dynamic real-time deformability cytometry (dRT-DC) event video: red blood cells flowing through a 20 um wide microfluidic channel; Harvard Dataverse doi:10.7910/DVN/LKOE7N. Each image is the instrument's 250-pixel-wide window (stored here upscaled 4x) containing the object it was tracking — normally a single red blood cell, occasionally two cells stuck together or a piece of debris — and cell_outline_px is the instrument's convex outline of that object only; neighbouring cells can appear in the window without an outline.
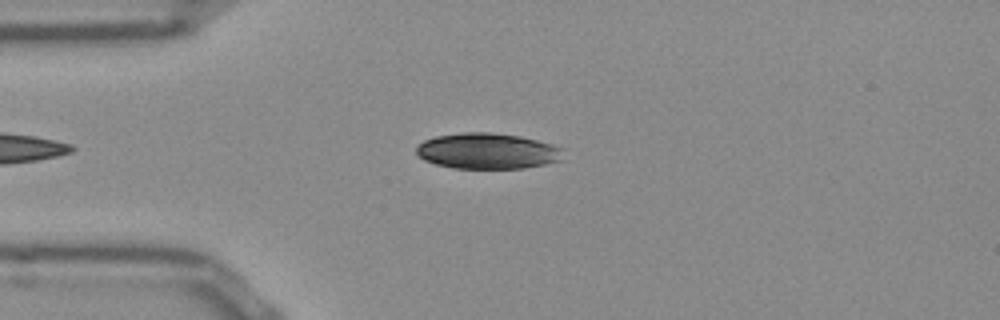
{"species": "Egyptian fruit bat (a non-hibernating species)", "species_latin": "Rousettus aegyptiacus", "temperature_condition": "room temperature", "stored_images_in_passage": 46, "camera_frame_rate_fps": 3000, "um_per_image_px": 0.085, "frame": {"image": 1, "passage_image": 7, "time_ms": 2.0, "image_size_px": [1000, 320], "cell_outline_px": [[564, 148], [560, 160], [544, 164], [520, 168], [452, 168], [436, 164], [424, 160], [416, 152], [416, 148], [424, 140], [436, 136], [464, 132], [492, 132], [520, 136], [552, 144]], "centroid_in_image_um": [41.43, 12.83], "position_along_channel_um": 43.6, "area_um2": 30.52}}
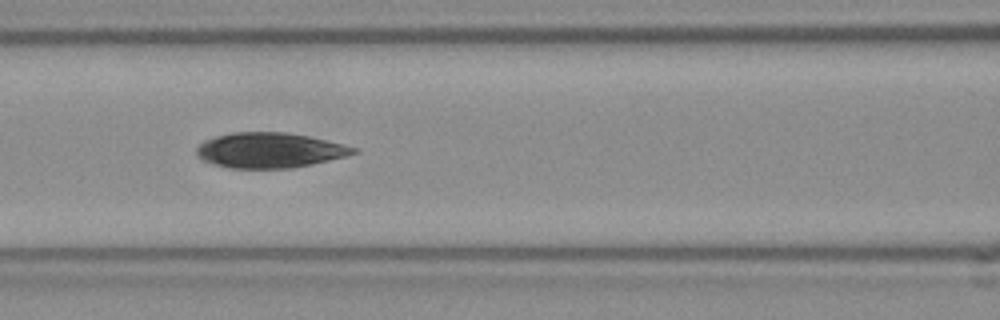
{"frame": {"image": 2, "passage_image": 16, "time_ms": 5.0, "image_size_px": [1000, 320], "cell_outline_px": [[360, 148], [356, 152], [344, 156], [312, 164], [288, 168], [228, 168], [204, 160], [196, 156], [196, 148], [204, 140], [216, 136], [232, 132], [284, 132], [308, 136]], "centroid_in_image_um": [22.89, 12.76], "position_along_channel_um": 143.7, "area_um2": 31.91}}
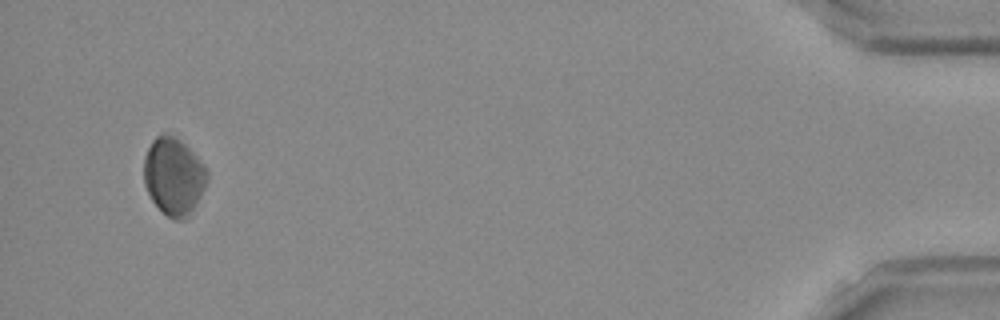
{"frame": {"image": 3, "passage_image": 44, "time_ms": 14.333, "image_size_px": [1000, 320], "cell_outline_px": [[208, 180], [192, 216], [184, 220], [172, 220], [152, 200], [144, 184], [144, 156], [152, 140], [160, 132], [168, 128], [204, 164], [208, 172]], "centroid_in_image_um": [14.78, 14.96], "position_along_channel_um": 420.4, "area_um2": 29.25}}